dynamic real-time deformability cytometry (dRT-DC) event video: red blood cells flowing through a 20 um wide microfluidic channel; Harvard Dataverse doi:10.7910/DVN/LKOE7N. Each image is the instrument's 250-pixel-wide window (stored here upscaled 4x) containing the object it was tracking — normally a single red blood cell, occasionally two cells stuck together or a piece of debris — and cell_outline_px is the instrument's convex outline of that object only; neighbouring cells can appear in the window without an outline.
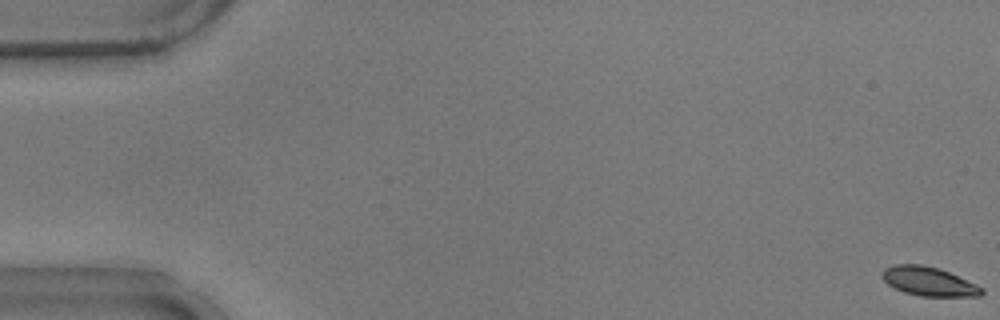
{"species": "common noctule bat (a hibernating species)", "species_latin": "Nyctalus noctula", "temperature_condition": "warm", "stored_images_in_passage": 56, "camera_frame_rate_fps": 3000, "um_per_image_px": 0.085, "animal": {"sex": "male", "body_mass_g": 17.9}, "frame": {"image": 1, "passage_image": 1, "time_ms": 0.0, "image_size_px": [1000, 320], "cell_outline_px": [[984, 292], [980, 296], [920, 296], [904, 292], [888, 284], [880, 276], [880, 272], [884, 268], [892, 264], [920, 264], [940, 268], [976, 284], [984, 288]], "centroid_in_image_um": [78.92, 23.9], "position_along_channel_um": 6.1, "area_um2": 16.94}}
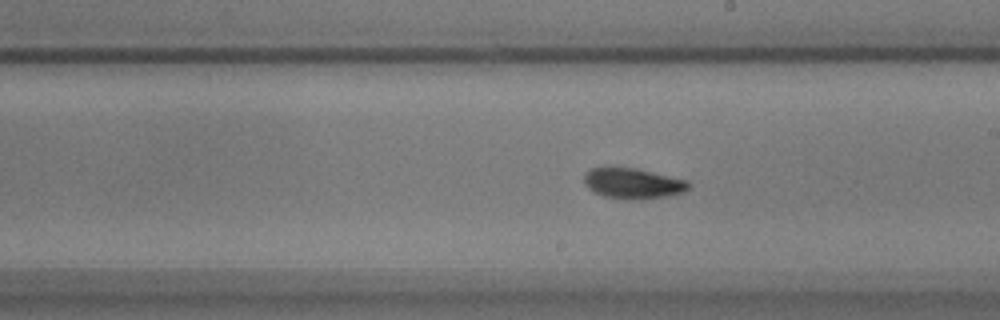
{"frame": {"image": 2, "passage_image": 32, "time_ms": 10.333, "image_size_px": [1000, 320], "cell_outline_px": [[692, 184], [684, 192], [668, 196], [632, 200], [604, 196], [588, 188], [584, 184], [584, 172], [592, 168], [636, 168], [688, 180]], "centroid_in_image_um": [53.82, 15.59], "position_along_channel_um": 235.2, "area_um2": 18.55}}
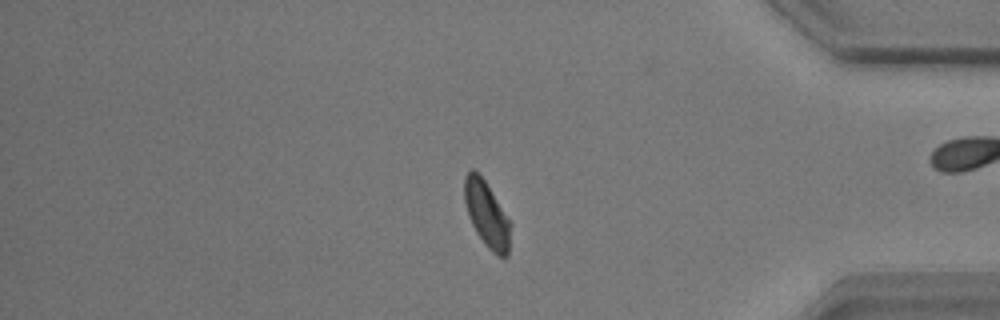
{"frame": {"image": 3, "passage_image": 47, "time_ms": 15.333, "image_size_px": [1000, 320], "cell_outline_px": [[512, 224], [508, 256], [504, 260], [492, 252], [484, 244], [476, 232], [468, 216], [464, 200], [464, 176], [472, 168], [484, 180]], "centroid_in_image_um": [41.39, 18.28], "position_along_channel_um": 393.8, "area_um2": 17.74}, "authors_computed_cell_mechanics": {"area_um2": 17.6868, "velocity_mm_per_s": 3.7062, "shape_relaxation_time_tau1_ms": 5.3004, "shape_relaxation_time_tau2_ms": 2.8162, "deformation_change_tau1": 0.1871, "deformation_change_tau2": 0.0681}}